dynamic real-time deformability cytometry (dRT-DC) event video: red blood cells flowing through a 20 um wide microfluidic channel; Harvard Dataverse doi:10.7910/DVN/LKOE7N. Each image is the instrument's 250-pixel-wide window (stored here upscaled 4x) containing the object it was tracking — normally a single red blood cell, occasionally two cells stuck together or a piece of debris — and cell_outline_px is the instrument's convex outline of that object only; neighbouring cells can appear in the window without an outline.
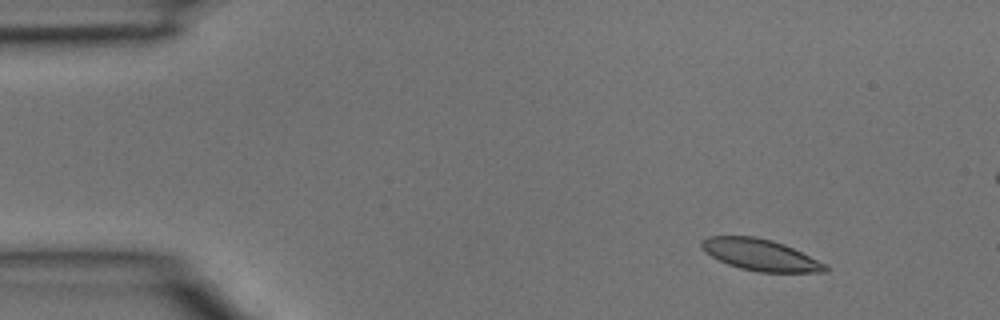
{"species": "common noctule bat (a hibernating species)", "species_latin": "Nyctalus noctula", "temperature_condition": "room temperature", "stored_images_in_passage": 4, "camera_frame_rate_fps": 3000, "um_per_image_px": 0.085, "animal": {"sex": "male", "body_mass_g": 15.6}, "frame": {"image": 1, "passage_image": 1, "time_ms": 0.0, "image_size_px": [1000, 320], "cell_outline_px": [[828, 272], [760, 272], [740, 268], [728, 264], [704, 252], [700, 244], [700, 240], [708, 236], [756, 236], [772, 240], [784, 244], [828, 264]], "centroid_in_image_um": [64.64, 21.66], "position_along_channel_um": 20.4, "area_um2": 22.77}}